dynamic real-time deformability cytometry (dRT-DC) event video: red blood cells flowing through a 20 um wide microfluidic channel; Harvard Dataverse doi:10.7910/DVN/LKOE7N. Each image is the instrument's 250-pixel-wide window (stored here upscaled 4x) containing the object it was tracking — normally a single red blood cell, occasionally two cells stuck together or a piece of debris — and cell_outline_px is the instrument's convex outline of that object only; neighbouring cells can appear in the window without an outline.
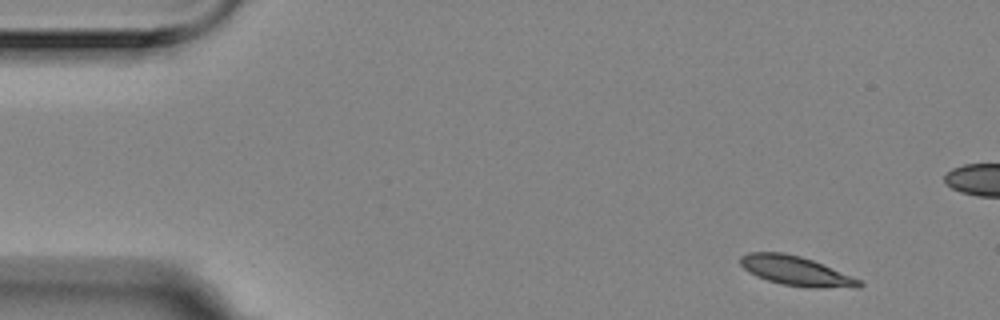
{"species": "Egyptian fruit bat (a non-hibernating species)", "species_latin": "Rousettus aegyptiacus", "temperature_condition": "room temperature", "stored_images_in_passage": 5, "camera_frame_rate_fps": 3000, "um_per_image_px": 0.085, "animal": {"sex": "female"}, "frame": {"image": 1, "passage_image": 1, "time_ms": 0.0, "image_size_px": [1000, 320], "cell_outline_px": [[864, 284], [860, 288], [808, 288], [784, 284], [768, 280], [756, 276], [748, 272], [740, 264], [740, 256], [748, 252], [784, 252], [800, 256], [812, 260], [852, 276], [860, 280]], "centroid_in_image_um": [67.67, 23.04], "position_along_channel_um": 17.3, "area_um2": 20.46}}